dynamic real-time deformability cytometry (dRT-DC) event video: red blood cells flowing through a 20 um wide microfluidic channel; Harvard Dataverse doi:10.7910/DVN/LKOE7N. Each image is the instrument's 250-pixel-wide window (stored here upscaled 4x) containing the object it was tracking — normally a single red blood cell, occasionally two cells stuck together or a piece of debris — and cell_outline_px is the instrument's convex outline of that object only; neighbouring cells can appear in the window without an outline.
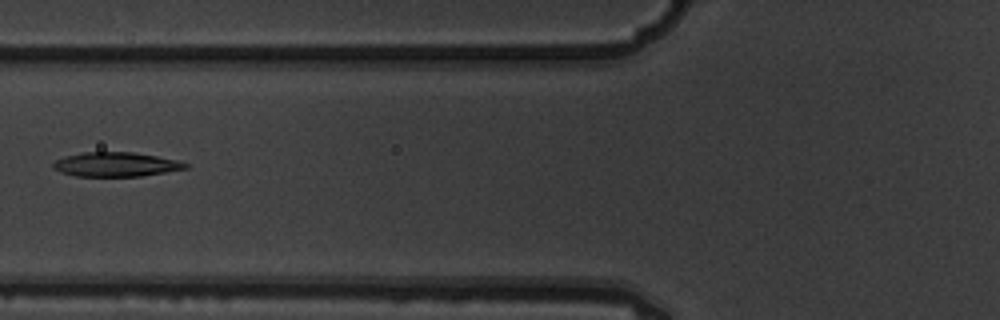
{"species": "common noctule bat (a hibernating species)", "species_latin": "Nyctalus noctula", "temperature_condition": "warm", "stored_images_in_passage": 15, "camera_frame_rate_fps": 3000, "um_per_image_px": 0.085, "animal": {"sex": "male", "body_mass_g": 19.5, "forearm_length_mm": 54.6}, "frame": {"image": 1, "passage_image": 6, "time_ms": 1.667, "image_size_px": [1000, 320], "cell_outline_px": [[188, 168], [140, 176], [76, 176], [60, 172], [52, 168], [52, 164], [56, 160], [64, 156], [84, 152], [132, 152], [156, 156], [176, 160], [188, 164]], "centroid_in_image_um": [9.8, 13.97], "position_along_channel_um": 116.0, "area_um2": 18.61}}
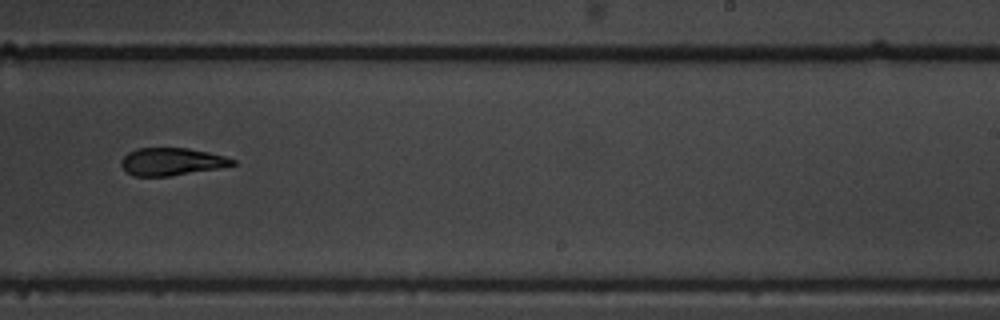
{"frame": {"image": 2, "passage_image": 10, "time_ms": 3.0, "image_size_px": [1000, 320], "cell_outline_px": [[236, 164], [220, 168], [168, 176], [132, 176], [124, 172], [120, 164], [120, 160], [128, 152], [136, 148], [188, 148], [208, 152], [224, 156], [236, 160]], "centroid_in_image_um": [14.54, 13.74], "position_along_channel_um": 274.5, "area_um2": 18.03}}
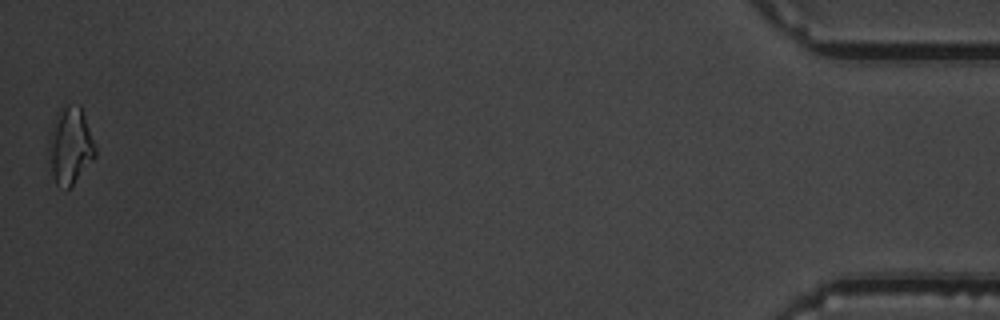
{"frame": {"image": 3, "passage_image": 15, "time_ms": 4.667, "image_size_px": [1000, 320], "cell_outline_px": [[96, 156], [72, 184], [68, 188], [56, 184], [52, 176], [48, 140], [56, 112], [60, 108], [68, 104], [80, 104], [96, 148]], "centroid_in_image_um": [5.96, 12.33], "position_along_channel_um": 429.2, "area_um2": 20.58}}